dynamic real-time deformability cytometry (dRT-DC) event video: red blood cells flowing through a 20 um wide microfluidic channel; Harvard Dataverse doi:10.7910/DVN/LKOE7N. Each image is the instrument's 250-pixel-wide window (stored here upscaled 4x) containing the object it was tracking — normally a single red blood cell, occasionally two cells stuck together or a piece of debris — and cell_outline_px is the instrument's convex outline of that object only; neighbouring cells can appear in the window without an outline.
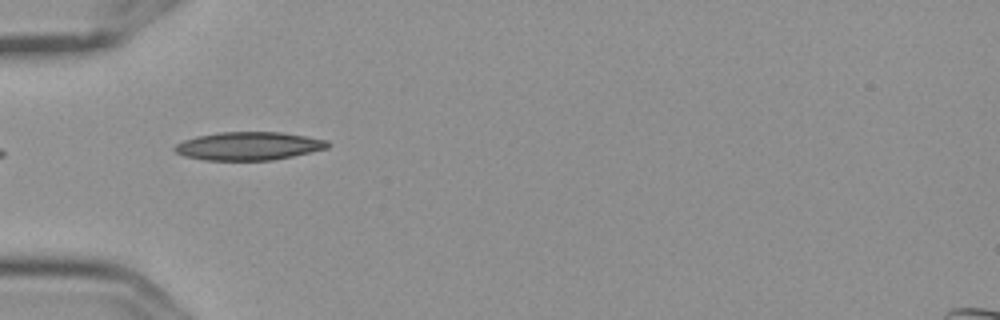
{"species": "Egyptian fruit bat (a non-hibernating species)", "species_latin": "Rousettus aegyptiacus", "temperature_condition": "cold", "stored_images_in_passage": 6, "camera_frame_rate_fps": 3000, "um_per_image_px": 0.085, "frame": {"image": 1, "passage_image": 5, "time_ms": 1.333, "image_size_px": [1000, 320], "cell_outline_px": [[332, 144], [328, 148], [292, 156], [272, 160], [204, 160], [184, 156], [176, 152], [172, 148], [176, 144], [184, 140], [196, 136], [220, 132], [280, 132], [328, 140]], "centroid_in_image_um": [21.13, 12.41], "position_along_channel_um": 63.9, "area_um2": 25.14}}
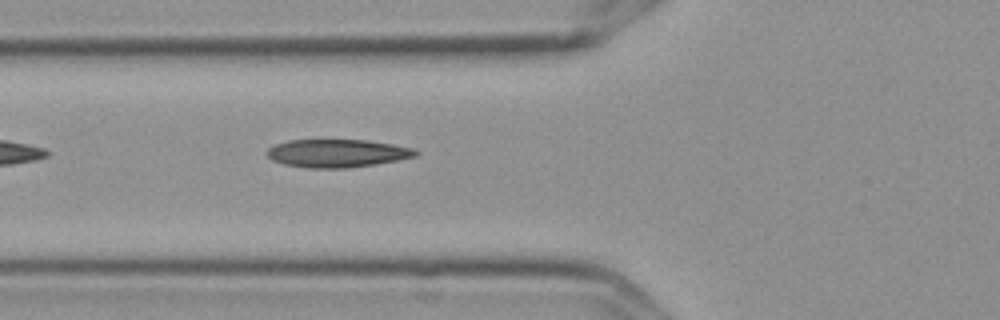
{"frame": {"image": 2, "passage_image": 6, "time_ms": 1.667, "image_size_px": [1000, 320], "cell_outline_px": [[420, 152], [416, 156], [376, 164], [348, 168], [308, 168], [284, 164], [272, 160], [264, 152], [272, 144], [288, 140], [368, 140], [416, 148]], "centroid_in_image_um": [28.64, 13.02], "position_along_channel_um": 97.2, "area_um2": 24.51}}